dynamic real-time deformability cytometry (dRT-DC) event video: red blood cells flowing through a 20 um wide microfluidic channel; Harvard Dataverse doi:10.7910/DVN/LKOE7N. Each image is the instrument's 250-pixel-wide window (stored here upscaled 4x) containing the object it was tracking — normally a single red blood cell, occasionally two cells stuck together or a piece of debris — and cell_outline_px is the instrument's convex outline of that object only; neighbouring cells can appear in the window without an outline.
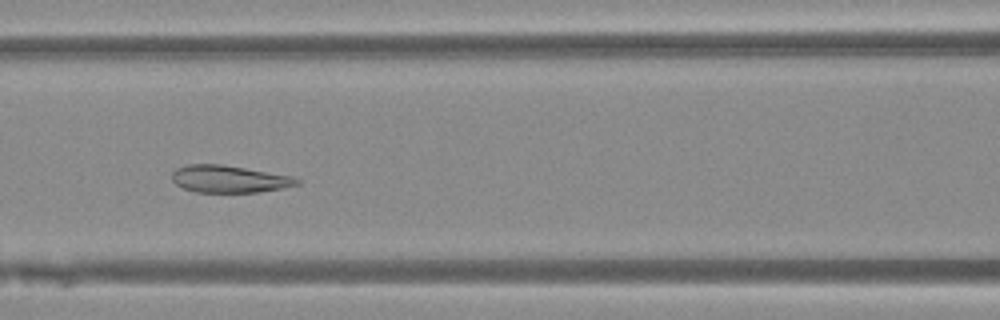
{"species": "Egyptian fruit bat (a non-hibernating species)", "species_latin": "Rousettus aegyptiacus", "temperature_condition": "warm", "stored_images_in_passage": 46, "segment_of_instrument_passage": [1, 2], "camera_frame_rate_fps": 3000, "um_per_image_px": 0.085, "animal": {"sex": "female"}, "frame": {"image": 1, "passage_image": 17, "time_ms": 5.333, "image_size_px": [1000, 320], "cell_outline_px": [[300, 184], [260, 192], [196, 192], [184, 188], [176, 184], [172, 180], [172, 172], [176, 168], [188, 164], [220, 164], [292, 176], [300, 180]], "centroid_in_image_um": [19.45, 15.21], "position_along_channel_um": 147.1, "area_um2": 19.65}}
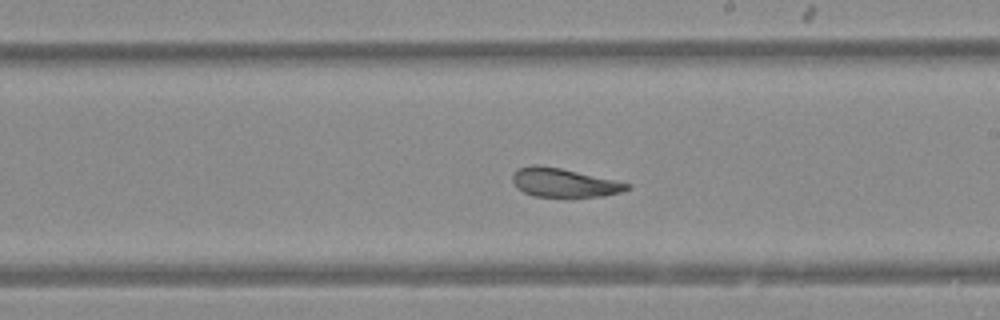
{"frame": {"image": 2, "passage_image": 24, "time_ms": 7.667, "image_size_px": [1000, 320], "cell_outline_px": [[632, 188], [620, 192], [604, 196], [532, 196], [516, 188], [512, 180], [512, 176], [520, 168], [532, 164], [536, 164], [560, 168], [632, 184]], "centroid_in_image_um": [47.93, 15.53], "position_along_channel_um": 241.1, "area_um2": 18.96}}
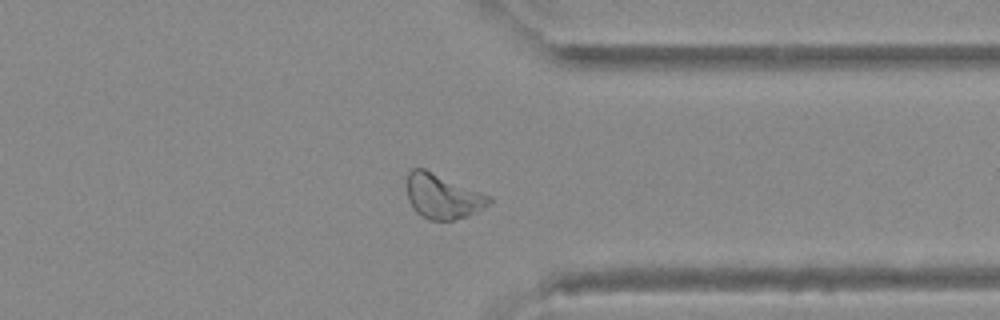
{"frame": {"image": 3, "passage_image": 34, "time_ms": 11.0, "image_size_px": [1000, 320], "cell_outline_px": [[492, 200], [484, 208], [468, 216], [452, 220], [428, 220], [416, 212], [412, 208], [408, 200], [408, 172], [412, 168], [424, 168], [492, 196]], "centroid_in_image_um": [37.64, 16.69], "position_along_channel_um": 373.8, "area_um2": 21.44}}